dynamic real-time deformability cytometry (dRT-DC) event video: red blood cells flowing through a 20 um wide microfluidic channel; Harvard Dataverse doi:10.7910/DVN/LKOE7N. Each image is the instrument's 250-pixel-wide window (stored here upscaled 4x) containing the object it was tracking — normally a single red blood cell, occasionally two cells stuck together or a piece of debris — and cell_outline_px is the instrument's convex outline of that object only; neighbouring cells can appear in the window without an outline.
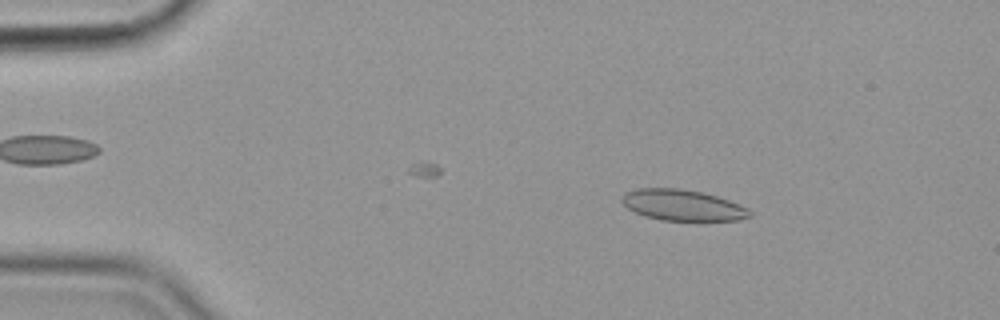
{"species": "common noctule bat (a hibernating species)", "species_latin": "Nyctalus noctula", "temperature_condition": "cold", "stored_images_in_passage": 50, "camera_frame_rate_fps": 3000, "um_per_image_px": 0.085, "animal": {"sex": "female", "body_mass_g": 19.9}, "frame": {"image": 1, "passage_image": 8, "time_ms": 2.333, "image_size_px": [1000, 320], "cell_outline_px": [[752, 216], [740, 220], [696, 224], [660, 220], [644, 216], [628, 208], [620, 200], [620, 196], [624, 192], [636, 188], [680, 188], [704, 192], [740, 204], [748, 208], [752, 212]], "centroid_in_image_um": [58.07, 17.49], "position_along_channel_um": 26.9, "area_um2": 24.45}}
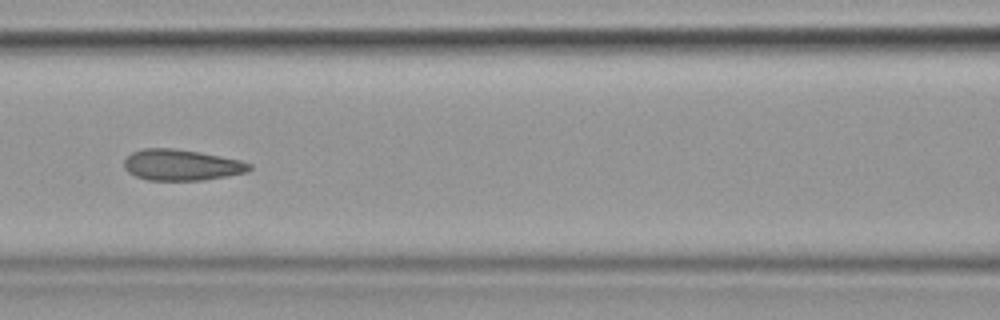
{"frame": {"image": 2, "passage_image": 24, "time_ms": 7.667, "image_size_px": [1000, 320], "cell_outline_px": [[252, 168], [248, 172], [204, 180], [148, 180], [136, 176], [128, 172], [124, 168], [124, 160], [132, 152], [144, 148], [176, 148], [200, 152], [240, 160], [252, 164]], "centroid_in_image_um": [15.43, 14.02], "position_along_channel_um": 151.2, "area_um2": 22.72}}
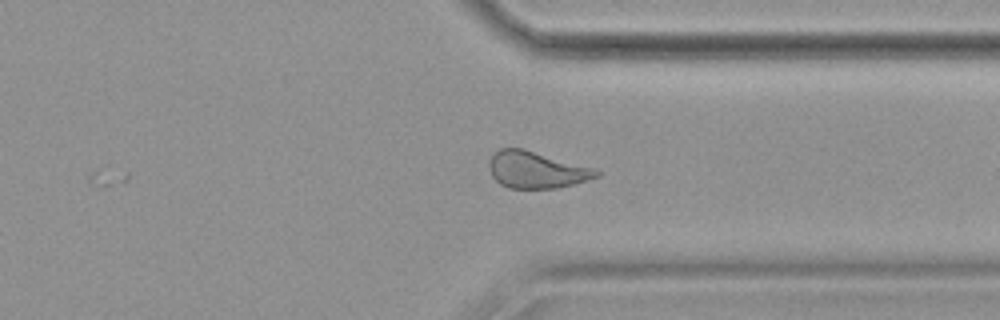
{"frame": {"image": 3, "passage_image": 42, "time_ms": 13.667, "image_size_px": [1000, 320], "cell_outline_px": [[600, 176], [572, 184], [556, 188], [508, 188], [500, 184], [492, 176], [488, 168], [488, 164], [492, 156], [500, 148], [524, 148], [596, 168], [600, 172]], "centroid_in_image_um": [45.6, 14.42], "position_along_channel_um": 365.8, "area_um2": 23.06}, "authors_computed_cell_mechanics": {"area_um2": 22.9755, "velocity_mm_per_s": 3.5725, "shape_relaxation_time_tau1_ms": null, "shape_relaxation_time_tau2_ms": 1.3211, "deformation_change_tau1": null, "deformation_change_tau2": 0.0798}}